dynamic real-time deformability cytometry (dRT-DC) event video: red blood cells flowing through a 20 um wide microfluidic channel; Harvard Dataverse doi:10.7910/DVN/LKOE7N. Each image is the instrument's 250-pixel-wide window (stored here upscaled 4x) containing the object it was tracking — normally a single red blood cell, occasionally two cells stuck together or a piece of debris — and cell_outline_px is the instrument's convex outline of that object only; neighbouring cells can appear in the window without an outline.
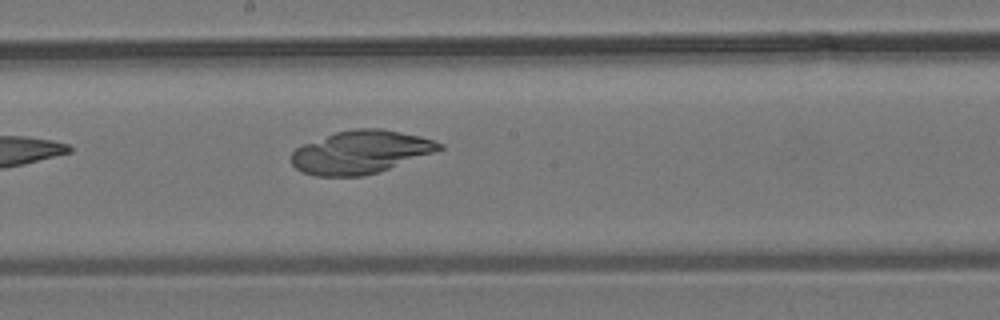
{"species": "common noctule bat (a hibernating species)", "species_latin": "Nyctalus noctula", "temperature_condition": "room temperature", "stored_images_in_passage": 8, "camera_frame_rate_fps": 3000, "um_per_image_px": 0.085, "animal": {"sex": "male", "body_mass_g": 19.2, "forearm_length_mm": 51.8}, "frame": {"image": 1, "passage_image": 8, "time_ms": 8.333, "image_size_px": [1000, 320], "cell_outline_px": [[444, 148], [436, 152], [376, 172], [360, 176], [316, 176], [304, 172], [296, 168], [292, 164], [288, 156], [296, 148], [304, 144], [336, 132], [356, 128], [380, 128], [420, 136], [444, 144]], "centroid_in_image_um": [30.64, 12.92], "position_along_channel_um": 217.6, "area_um2": 36.76}}